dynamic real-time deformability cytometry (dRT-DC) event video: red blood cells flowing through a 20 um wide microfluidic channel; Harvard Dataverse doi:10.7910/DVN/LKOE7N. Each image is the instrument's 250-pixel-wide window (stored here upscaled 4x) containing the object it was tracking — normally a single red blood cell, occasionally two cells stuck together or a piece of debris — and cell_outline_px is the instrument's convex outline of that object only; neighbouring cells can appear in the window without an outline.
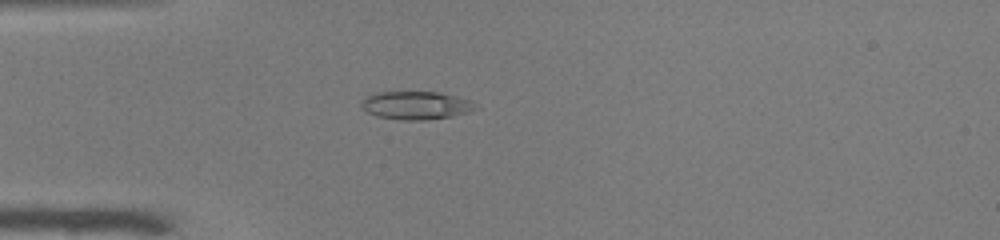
{"species": "common noctule bat (a hibernating species)", "species_latin": "Nyctalus noctula", "temperature_condition": "warm", "stored_images_in_passage": 39, "camera_frame_rate_fps": 3000, "um_per_image_px": 0.085, "animal": {"sex": "male", "body_mass_g": 19.0, "forearm_length_mm": 50.8}, "frame": {"image": 1, "passage_image": 2, "time_ms": 0.333, "image_size_px": [1000, 240], "cell_outline_px": [[480, 108], [468, 112], [452, 116], [428, 120], [404, 120], [376, 116], [360, 108], [360, 100], [368, 96], [380, 92], [440, 92], [472, 100]], "centroid_in_image_um": [35.39, 8.96], "position_along_channel_um": 49.6, "area_um2": 18.9}}
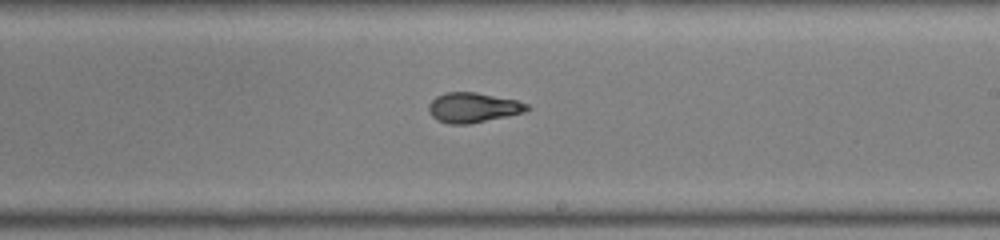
{"frame": {"image": 2, "passage_image": 18, "time_ms": 5.667, "image_size_px": [1000, 240], "cell_outline_px": [[532, 108], [524, 112], [468, 124], [448, 124], [436, 120], [428, 112], [428, 104], [436, 96], [444, 92], [476, 92], [516, 100], [528, 104]], "centroid_in_image_um": [40.17, 9.14], "position_along_channel_um": 248.8, "area_um2": 17.17}}
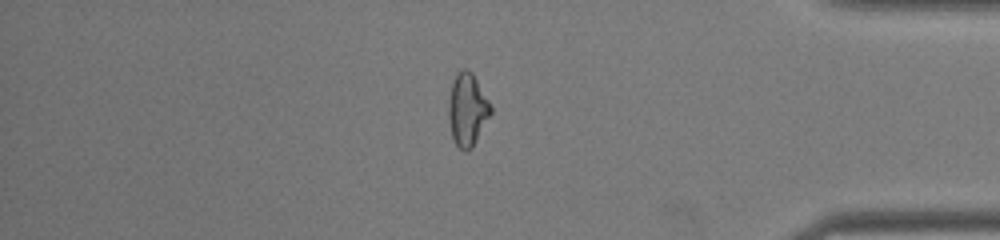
{"frame": {"image": 3, "passage_image": 31, "time_ms": 10.0, "image_size_px": [1000, 240], "cell_outline_px": [[492, 112], [472, 148], [468, 152], [464, 152], [456, 144], [452, 136], [448, 116], [448, 104], [452, 80], [456, 72], [464, 68], [472, 72], [492, 104]], "centroid_in_image_um": [39.73, 9.3], "position_along_channel_um": 395.5, "area_um2": 18.09}, "authors_computed_cell_mechanics": {"area_um2": 17.6868, "velocity_mm_per_s": 3.9873, "shape_relaxation_time_tau1_ms": null, "shape_relaxation_time_tau2_ms": 1.0812, "deformation_change_tau1": null, "deformation_change_tau2": 0.0602}}